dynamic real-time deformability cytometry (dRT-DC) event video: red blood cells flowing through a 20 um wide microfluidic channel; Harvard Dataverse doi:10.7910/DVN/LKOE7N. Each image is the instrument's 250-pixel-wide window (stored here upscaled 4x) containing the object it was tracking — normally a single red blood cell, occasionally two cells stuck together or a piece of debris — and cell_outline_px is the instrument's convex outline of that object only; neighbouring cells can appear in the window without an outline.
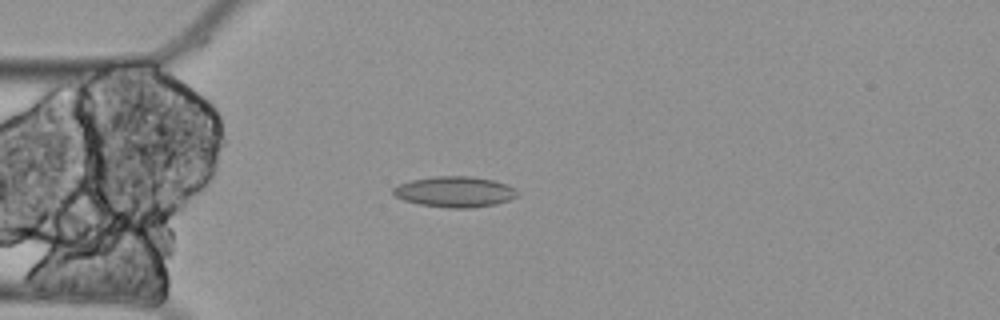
{"species": "Egyptian fruit bat (a non-hibernating species)", "species_latin": "Rousettus aegyptiacus", "temperature_condition": "cold", "stored_images_in_passage": 4, "camera_frame_rate_fps": 3000, "um_per_image_px": 0.085, "animal": {"sex": "female"}, "frame": {"image": 1, "passage_image": 4, "time_ms": 1.0, "image_size_px": [1000, 320], "cell_outline_px": [[520, 196], [496, 204], [472, 208], [448, 208], [420, 204], [404, 200], [396, 196], [392, 192], [392, 188], [396, 184], [408, 180], [432, 176], [472, 176], [492, 180], [516, 188], [520, 192]], "centroid_in_image_um": [38.65, 16.29], "position_along_channel_um": 46.3, "area_um2": 22.54}}